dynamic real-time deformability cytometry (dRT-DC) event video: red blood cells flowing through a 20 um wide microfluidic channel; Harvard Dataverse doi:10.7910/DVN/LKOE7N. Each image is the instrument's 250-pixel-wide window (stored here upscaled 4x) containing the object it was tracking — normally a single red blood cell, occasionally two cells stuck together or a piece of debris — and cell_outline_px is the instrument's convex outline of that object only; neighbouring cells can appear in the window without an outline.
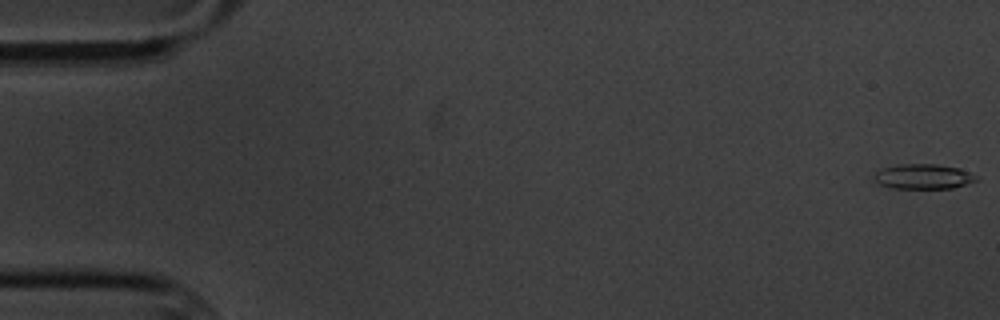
{"species": "common noctule bat (a hibernating species)", "species_latin": "Nyctalus noctula", "temperature_condition": "cold", "stored_images_in_passage": 6, "camera_frame_rate_fps": 3000, "um_per_image_px": 0.085, "animal": {"sex": "male", "body_mass_g": 20.1, "forearm_length_mm": 53.5}, "frame": {"image": 1, "passage_image": 1, "time_ms": 0.0, "image_size_px": [1000, 320], "cell_outline_px": [[980, 180], [952, 188], [892, 188], [880, 184], [872, 176], [880, 168], [896, 164], [936, 164], [960, 168], [980, 176]], "centroid_in_image_um": [78.52, 14.99], "position_along_channel_um": 6.5, "area_um2": 15.09}}
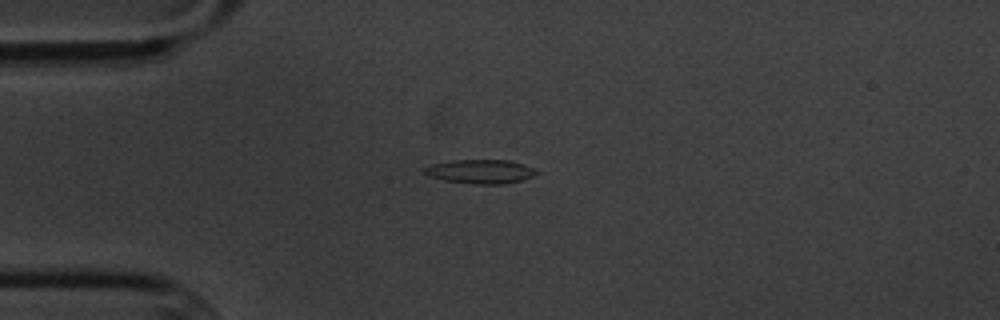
{"frame": {"image": 2, "passage_image": 5, "time_ms": 4.667, "image_size_px": [1000, 320], "cell_outline_px": [[540, 172], [532, 176], [520, 180], [504, 184], [476, 184], [444, 180], [428, 176], [424, 172], [424, 168], [432, 164], [452, 160], [508, 160], [524, 164]], "centroid_in_image_um": [40.83, 14.57], "position_along_channel_um": 44.2, "area_um2": 15.55}}